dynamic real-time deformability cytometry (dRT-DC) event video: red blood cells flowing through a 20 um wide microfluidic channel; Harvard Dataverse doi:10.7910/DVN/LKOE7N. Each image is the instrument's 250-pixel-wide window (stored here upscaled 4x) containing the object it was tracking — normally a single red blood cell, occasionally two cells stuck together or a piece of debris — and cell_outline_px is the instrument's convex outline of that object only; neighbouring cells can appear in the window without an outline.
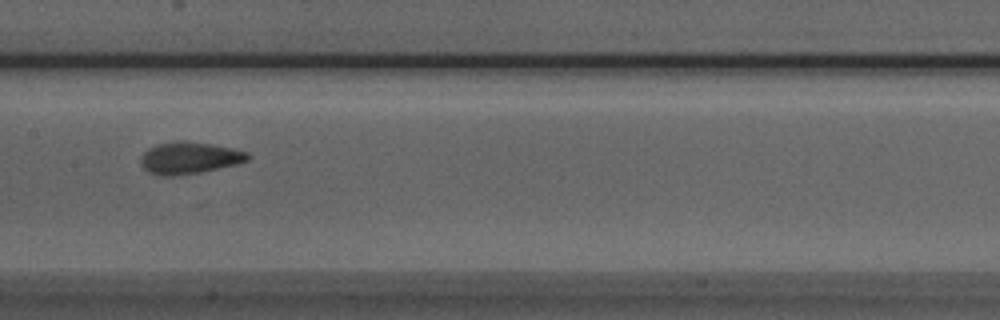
{"species": "Egyptian fruit bat (a non-hibernating species)", "species_latin": "Rousettus aegyptiacus", "temperature_condition": "room temperature", "stored_images_in_passage": 7, "camera_frame_rate_fps": 3000, "um_per_image_px": 0.085, "animal": {"sex": "male"}, "frame": {"image": 1, "passage_image": 4, "time_ms": 1.0, "image_size_px": [1000, 320], "cell_outline_px": [[252, 156], [248, 160], [200, 172], [172, 176], [160, 176], [148, 172], [140, 164], [140, 160], [144, 152], [148, 148], [156, 144], [176, 140], [184, 140], [212, 144], [232, 148], [248, 152]], "centroid_in_image_um": [16.05, 13.4], "position_along_channel_um": 191.4, "area_um2": 19.88}}
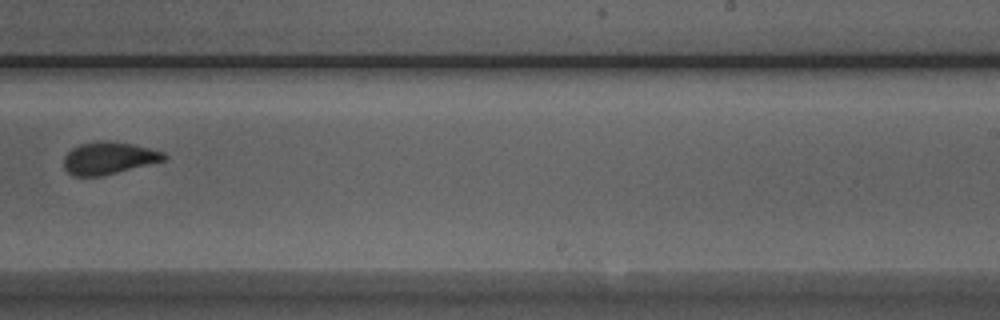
{"frame": {"image": 2, "passage_image": 6, "time_ms": 1.667, "image_size_px": [1000, 320], "cell_outline_px": [[168, 156], [164, 160], [100, 176], [72, 176], [64, 168], [64, 156], [72, 148], [80, 144], [96, 140], [108, 140], [132, 144], [164, 152]], "centroid_in_image_um": [9.2, 13.42], "position_along_channel_um": 279.8, "area_um2": 18.73}}
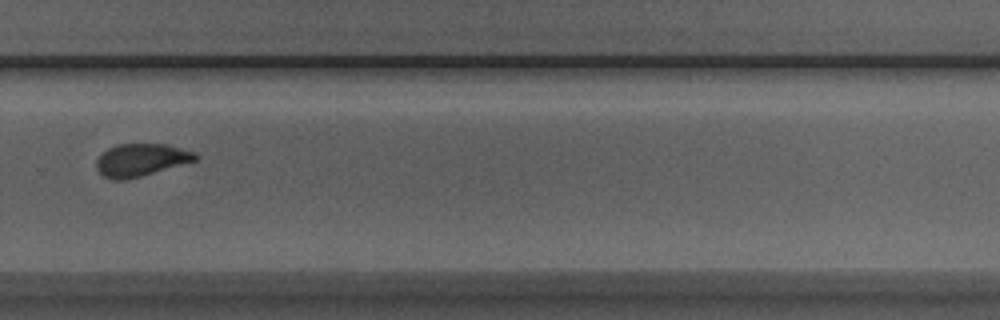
{"frame": {"image": 3, "passage_image": 7, "time_ms": 2.0, "image_size_px": [1000, 320], "cell_outline_px": [[200, 156], [196, 160], [140, 176], [124, 180], [112, 180], [104, 176], [96, 168], [96, 160], [108, 148], [116, 144], [164, 144], [196, 152]], "centroid_in_image_um": [11.97, 13.59], "position_along_channel_um": 317.8, "area_um2": 18.55}}